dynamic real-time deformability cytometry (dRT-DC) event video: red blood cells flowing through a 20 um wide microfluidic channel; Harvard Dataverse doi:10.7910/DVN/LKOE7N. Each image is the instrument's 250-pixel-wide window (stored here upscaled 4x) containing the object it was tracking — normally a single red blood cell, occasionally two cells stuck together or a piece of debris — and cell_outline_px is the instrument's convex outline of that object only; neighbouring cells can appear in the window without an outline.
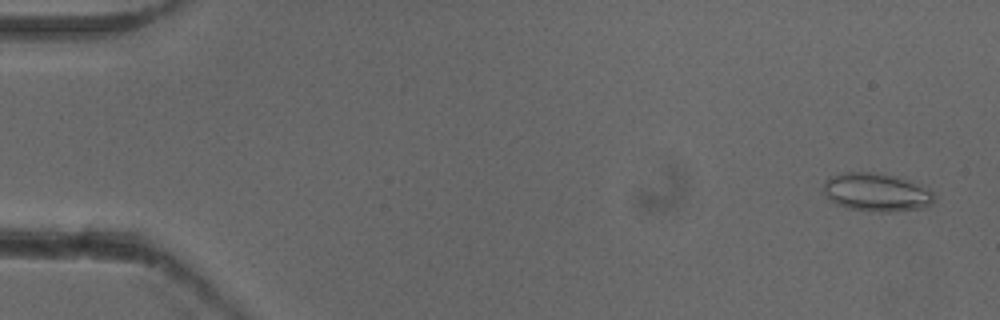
{"species": "common noctule bat (a hibernating species)", "species_latin": "Nyctalus noctula", "temperature_condition": "cold", "stored_images_in_passage": 53, "camera_frame_rate_fps": 3000, "um_per_image_px": 0.085, "animal": {"sex": "female"}, "frame": {"image": 1, "passage_image": 3, "time_ms": 0.667, "image_size_px": [1000, 320], "cell_outline_px": [[936, 196], [932, 204], [924, 208], [888, 212], [880, 212], [848, 208], [836, 204], [824, 192], [824, 180], [828, 176], [848, 172], [872, 172], [896, 176], [908, 180], [928, 188]], "centroid_in_image_um": [74.52, 16.34], "position_along_channel_um": 10.5, "area_um2": 24.74}}
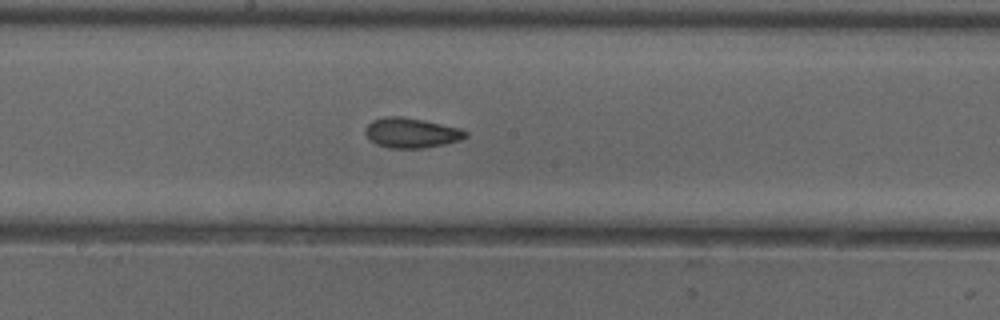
{"frame": {"image": 2, "passage_image": 29, "time_ms": 9.333, "image_size_px": [1000, 320], "cell_outline_px": [[468, 136], [460, 140], [444, 144], [424, 148], [388, 148], [376, 144], [364, 132], [364, 128], [372, 120], [384, 116], [400, 116], [424, 120], [460, 128], [468, 132]], "centroid_in_image_um": [34.96, 11.29], "position_along_channel_um": 213.2, "area_um2": 17.57}}
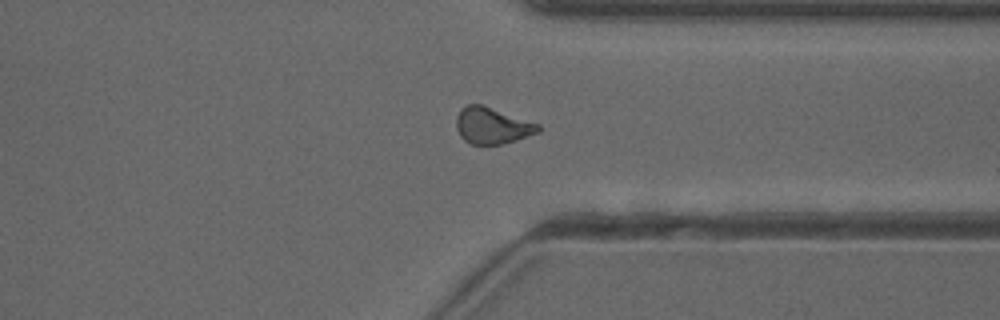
{"frame": {"image": 3, "passage_image": 41, "time_ms": 13.333, "image_size_px": [1000, 320], "cell_outline_px": [[540, 132], [516, 140], [500, 144], [472, 144], [464, 140], [460, 136], [456, 128], [456, 116], [468, 104], [480, 104], [540, 124]], "centroid_in_image_um": [41.84, 10.69], "position_along_channel_um": 369.6, "area_um2": 17.17}, "authors_computed_cell_mechanics": {"area_um2": 17.4556, "velocity_mm_per_s": 3.9354, "shape_relaxation_time_tau1_ms": null, "shape_relaxation_time_tau2_ms": 2.4758, "deformation_change_tau1": null, "deformation_change_tau2": 0.0809}}